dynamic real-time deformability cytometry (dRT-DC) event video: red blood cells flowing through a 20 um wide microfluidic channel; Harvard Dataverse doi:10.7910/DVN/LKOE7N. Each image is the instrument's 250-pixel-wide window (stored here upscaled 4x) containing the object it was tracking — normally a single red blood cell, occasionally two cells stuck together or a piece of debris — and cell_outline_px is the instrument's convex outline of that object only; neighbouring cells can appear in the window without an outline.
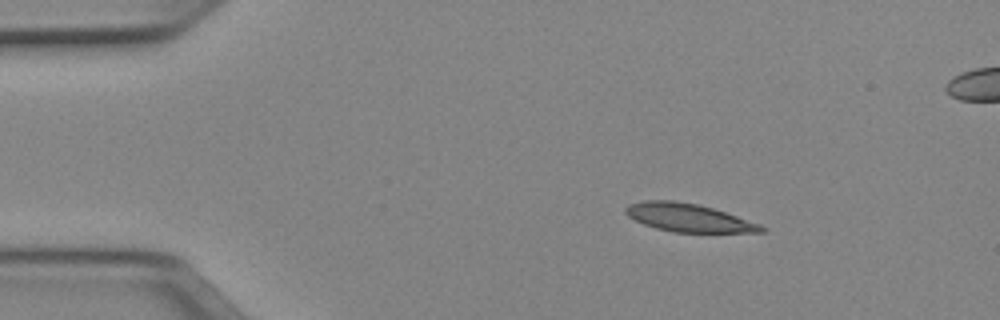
{"species": "Egyptian fruit bat (a non-hibernating species)", "species_latin": "Rousettus aegyptiacus", "temperature_condition": "cold", "stored_images_in_passage": 45, "segment_of_instrument_passage": [1, 2], "camera_frame_rate_fps": 3000, "um_per_image_px": 0.085, "animal": {"sex": "female"}, "frame": {"image": 1, "passage_image": 1, "time_ms": 0.0, "image_size_px": [1000, 320], "cell_outline_px": [[768, 228], [764, 232], [672, 232], [656, 228], [644, 224], [628, 216], [624, 212], [624, 208], [628, 204], [640, 200], [672, 200], [700, 204], [760, 224]], "centroid_in_image_um": [58.48, 18.49], "position_along_channel_um": 26.5, "area_um2": 22.25}}
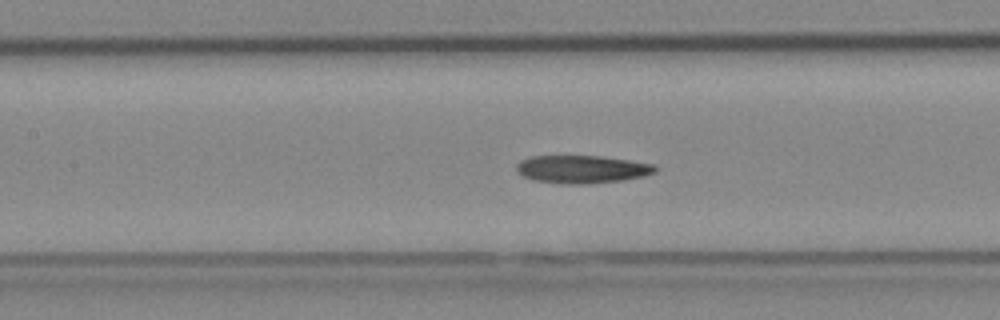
{"frame": {"image": 2, "passage_image": 16, "time_ms": 5.0, "image_size_px": [1000, 320], "cell_outline_px": [[660, 168], [656, 172], [644, 176], [624, 180], [588, 184], [560, 184], [532, 180], [516, 172], [516, 164], [520, 160], [532, 156], [600, 156], [656, 164]], "centroid_in_image_um": [49.48, 14.39], "position_along_channel_um": 157.9, "area_um2": 22.89}}
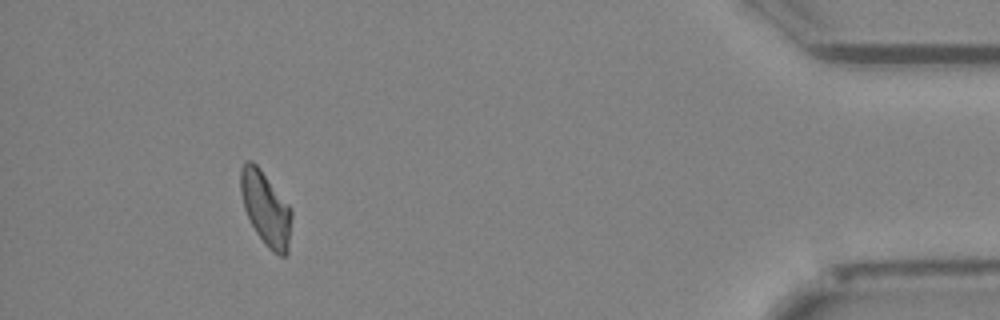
{"frame": {"image": 3, "passage_image": 40, "time_ms": 13.0, "image_size_px": [1000, 320], "cell_outline_px": [[292, 216], [288, 252], [284, 256], [280, 256], [272, 252], [264, 244], [256, 232], [244, 208], [240, 192], [240, 168], [244, 160], [252, 160], [260, 168], [292, 208]], "centroid_in_image_um": [22.59, 17.7], "position_along_channel_um": 412.6, "area_um2": 22.2}}